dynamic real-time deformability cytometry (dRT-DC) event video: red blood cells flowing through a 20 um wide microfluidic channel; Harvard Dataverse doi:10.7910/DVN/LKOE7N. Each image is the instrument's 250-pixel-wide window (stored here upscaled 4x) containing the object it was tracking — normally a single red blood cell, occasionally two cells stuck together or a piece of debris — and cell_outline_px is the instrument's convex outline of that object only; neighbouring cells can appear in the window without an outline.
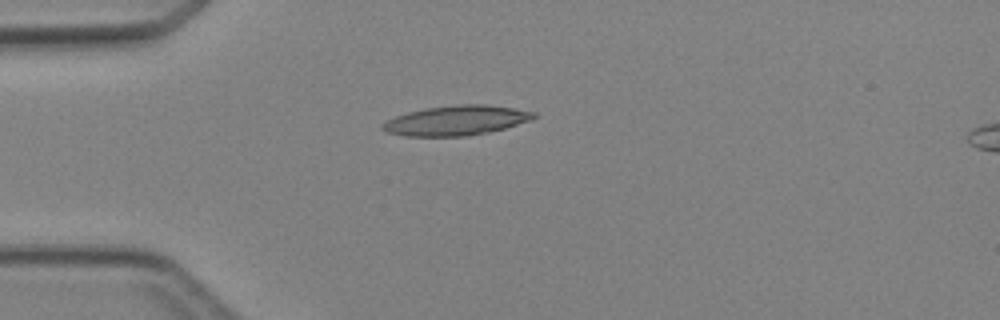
{"species": "Egyptian fruit bat (a non-hibernating species)", "species_latin": "Rousettus aegyptiacus", "temperature_condition": "cold", "stored_images_in_passage": 3, "camera_frame_rate_fps": 3000, "um_per_image_px": 0.085, "animal": {"sex": "female"}, "frame": {"image": 1, "passage_image": 2, "time_ms": 1.333, "image_size_px": [1000, 320], "cell_outline_px": [[536, 116], [528, 120], [504, 128], [488, 132], [468, 136], [404, 136], [384, 132], [380, 128], [380, 124], [396, 116], [408, 112], [424, 108], [460, 104], [488, 104], [536, 112]], "centroid_in_image_um": [38.71, 10.24], "position_along_channel_um": 46.3, "area_um2": 26.18}}